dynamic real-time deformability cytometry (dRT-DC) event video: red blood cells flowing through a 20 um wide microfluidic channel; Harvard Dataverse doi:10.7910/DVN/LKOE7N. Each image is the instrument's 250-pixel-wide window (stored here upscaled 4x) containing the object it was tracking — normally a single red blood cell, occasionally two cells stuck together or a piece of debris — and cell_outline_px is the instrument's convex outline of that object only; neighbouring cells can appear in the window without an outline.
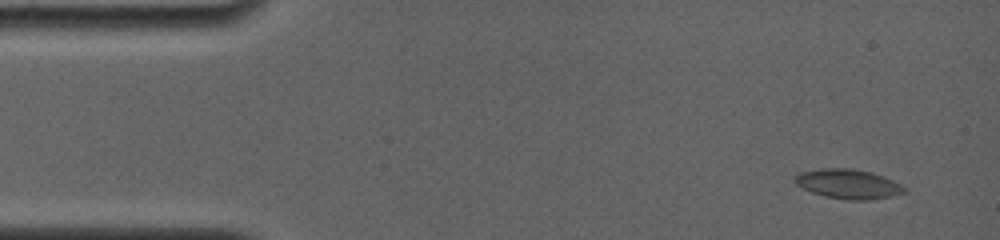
{"species": "common noctule bat (a hibernating species)", "species_latin": "Nyctalus noctula", "temperature_condition": "room temperature", "stored_images_in_passage": 2, "camera_frame_rate_fps": 4000, "um_per_image_px": 0.085, "animal": {"sex": "female", "body_mass_g": 19.0, "forearm_length_mm": 56.7}, "frame": {"image": 1, "passage_image": 1, "time_ms": 0.0, "image_size_px": [1000, 240], "cell_outline_px": [[908, 188], [904, 192], [892, 196], [868, 200], [848, 200], [824, 196], [812, 192], [796, 184], [796, 176], [800, 172], [820, 168], [852, 168], [872, 172], [884, 176]], "centroid_in_image_um": [72.13, 15.63], "position_along_channel_um": 12.9, "area_um2": 18.79}}